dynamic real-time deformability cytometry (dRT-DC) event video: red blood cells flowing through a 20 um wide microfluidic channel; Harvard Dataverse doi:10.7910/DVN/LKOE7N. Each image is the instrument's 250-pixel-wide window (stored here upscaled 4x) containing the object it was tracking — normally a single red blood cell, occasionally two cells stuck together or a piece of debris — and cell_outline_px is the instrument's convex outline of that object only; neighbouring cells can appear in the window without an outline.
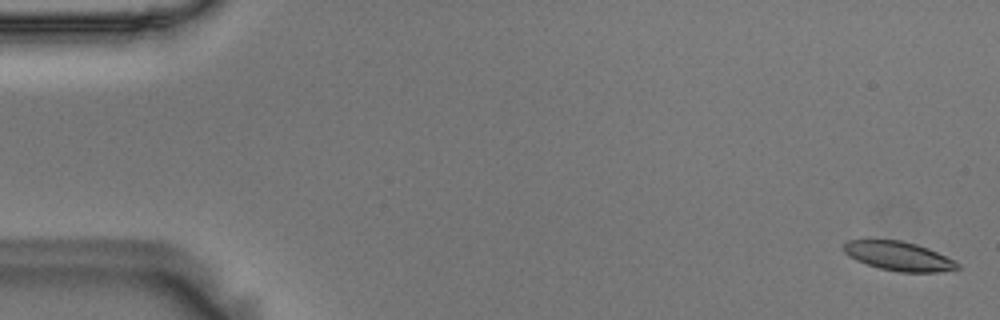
{"species": "Egyptian fruit bat (a non-hibernating species)", "species_latin": "Rousettus aegyptiacus", "temperature_condition": "room temperature", "stored_images_in_passage": 58, "camera_frame_rate_fps": 3000, "um_per_image_px": 0.085, "animal": {"sex": "male"}, "frame": {"image": 1, "passage_image": 2, "time_ms": 0.333, "image_size_px": [1000, 320], "cell_outline_px": [[960, 268], [940, 272], [896, 272], [880, 268], [856, 260], [848, 256], [844, 252], [844, 244], [848, 240], [900, 240], [916, 244], [928, 248], [956, 260], [960, 264]], "centroid_in_image_um": [76.43, 21.78], "position_along_channel_um": 8.6, "area_um2": 19.31}}
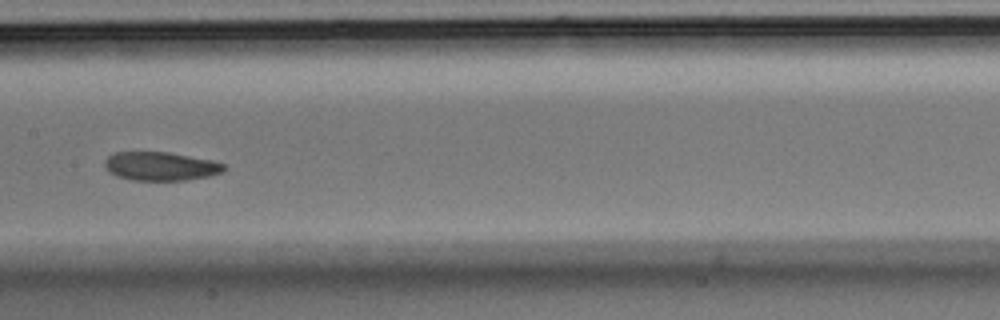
{"frame": {"image": 2, "passage_image": 29, "time_ms": 9.333, "image_size_px": [1000, 320], "cell_outline_px": [[228, 168], [224, 172], [208, 176], [184, 180], [132, 180], [116, 176], [104, 164], [104, 160], [112, 152], [168, 152], [212, 160], [224, 164]], "centroid_in_image_um": [13.68, 14.12], "position_along_channel_um": 193.7, "area_um2": 19.88}}
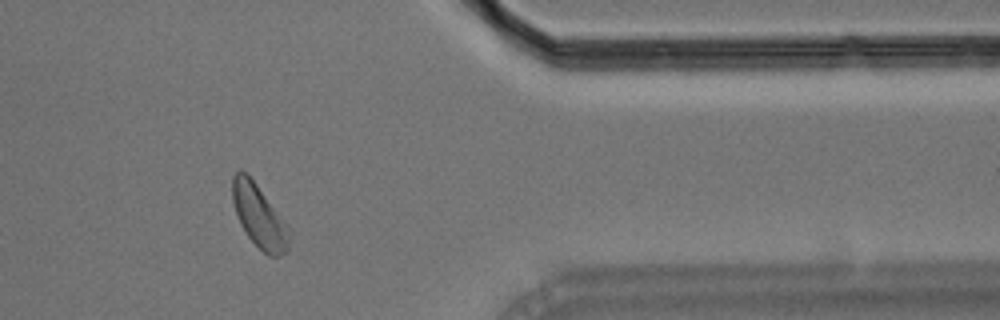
{"frame": {"image": 3, "passage_image": 47, "time_ms": 15.333, "image_size_px": [1000, 320], "cell_outline_px": [[288, 252], [280, 256], [268, 256], [248, 236], [240, 224], [232, 200], [232, 176], [240, 168], [248, 172], [288, 228]], "centroid_in_image_um": [21.98, 18.34], "position_along_channel_um": 389.4, "area_um2": 20.4}, "authors_computed_cell_mechanics": {"area_um2": 20.5479, "velocity_mm_per_s": 3.5957, "shape_relaxation_time_tau1_ms": 4.2828, "shape_relaxation_time_tau2_ms": 7.7537, "deformation_change_tau1": 0.1002, "deformation_change_tau2": 0.1434}}